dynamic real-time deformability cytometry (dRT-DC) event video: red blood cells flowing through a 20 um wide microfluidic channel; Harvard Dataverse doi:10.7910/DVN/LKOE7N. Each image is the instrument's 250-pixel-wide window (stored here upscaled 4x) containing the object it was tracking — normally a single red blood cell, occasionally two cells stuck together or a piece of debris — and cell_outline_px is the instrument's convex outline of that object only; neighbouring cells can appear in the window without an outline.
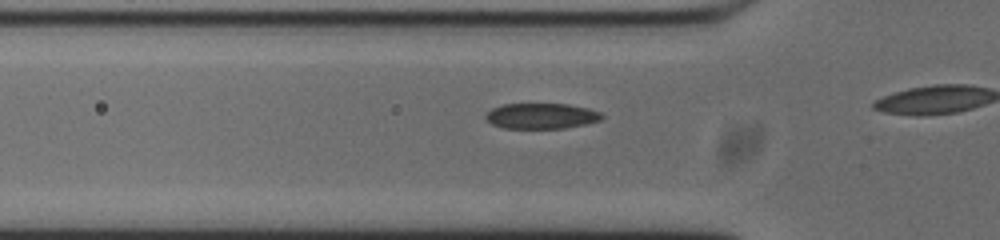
{"species": "common noctule bat (a hibernating species)", "species_latin": "Nyctalus noctula", "temperature_condition": "cold", "stored_images_in_passage": 7, "camera_frame_rate_fps": 3000, "um_per_image_px": 0.085, "animal": {"sex": "male", "body_mass_g": 20.0, "forearm_length_mm": 53.3}, "frame": {"image": 1, "passage_image": 5, "time_ms": 1.333, "image_size_px": [1000, 240], "cell_outline_px": [[604, 116], [600, 120], [584, 124], [564, 128], [504, 128], [492, 124], [484, 116], [492, 108], [504, 104], [568, 104], [588, 108], [600, 112]], "centroid_in_image_um": [46.02, 9.85], "position_along_channel_um": 79.8, "area_um2": 17.17}}